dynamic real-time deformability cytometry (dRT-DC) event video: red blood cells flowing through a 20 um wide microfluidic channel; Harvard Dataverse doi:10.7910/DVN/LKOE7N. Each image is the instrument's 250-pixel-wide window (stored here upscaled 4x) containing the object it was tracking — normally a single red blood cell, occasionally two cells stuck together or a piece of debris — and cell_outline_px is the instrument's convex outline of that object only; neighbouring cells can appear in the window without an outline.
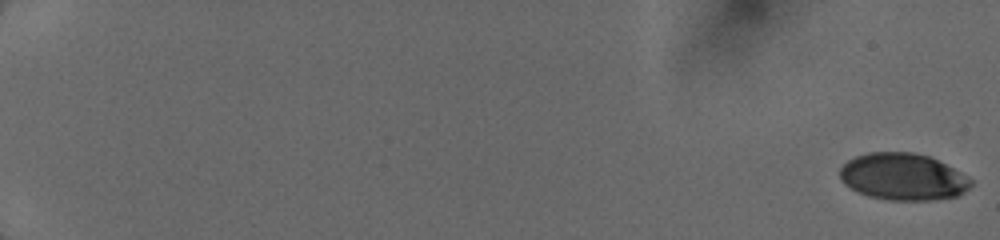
{"species": "human", "species_latin": "Homo sapiens", "temperature_condition": "cold", "stored_images_in_passage": 38, "camera_frame_rate_fps": 3000, "um_per_image_px": 0.085, "donor": {"sex": "female"}, "frame": {"image": 1, "passage_image": 1, "time_ms": 0.0, "image_size_px": [1000, 240], "cell_outline_px": [[972, 184], [964, 192], [956, 196], [936, 200], [888, 200], [868, 196], [844, 184], [840, 180], [840, 168], [848, 160], [856, 156], [868, 152], [912, 152], [928, 156], [968, 176], [972, 180]], "centroid_in_image_um": [76.74, 15.03], "position_along_channel_um": 8.3, "area_um2": 35.66}}
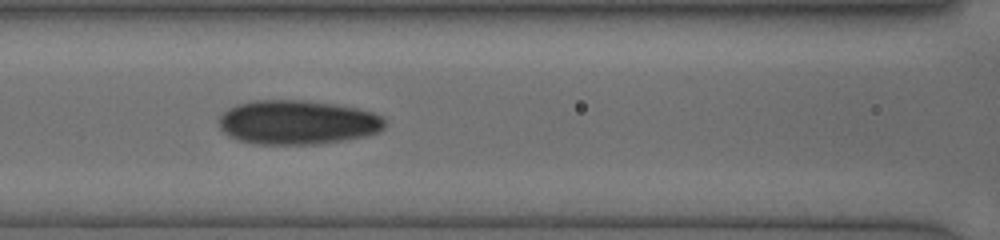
{"frame": {"image": 2, "passage_image": 30, "time_ms": 8.667, "image_size_px": [1000, 240], "cell_outline_px": [[384, 128], [380, 132], [368, 136], [320, 144], [252, 144], [236, 140], [228, 136], [220, 128], [220, 116], [228, 108], [236, 104], [252, 100], [304, 100], [332, 104], [356, 108], [372, 112], [384, 116]], "centroid_in_image_um": [25.28, 10.41], "position_along_channel_um": 141.3, "area_um2": 43.12}}
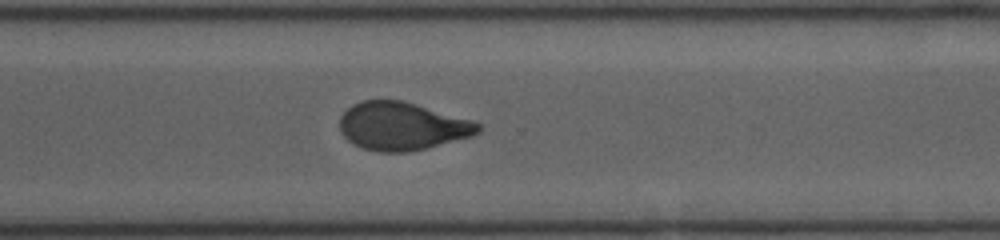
{"frame": {"image": 3, "passage_image": 38, "time_ms": 13.333, "image_size_px": [1000, 240], "cell_outline_px": [[480, 132], [472, 136], [424, 148], [404, 152], [380, 152], [364, 148], [348, 140], [344, 136], [340, 128], [340, 116], [352, 104], [364, 100], [400, 100], [476, 120], [480, 124]], "centroid_in_image_um": [34.2, 10.71], "position_along_channel_um": 336.4, "area_um2": 38.49}}